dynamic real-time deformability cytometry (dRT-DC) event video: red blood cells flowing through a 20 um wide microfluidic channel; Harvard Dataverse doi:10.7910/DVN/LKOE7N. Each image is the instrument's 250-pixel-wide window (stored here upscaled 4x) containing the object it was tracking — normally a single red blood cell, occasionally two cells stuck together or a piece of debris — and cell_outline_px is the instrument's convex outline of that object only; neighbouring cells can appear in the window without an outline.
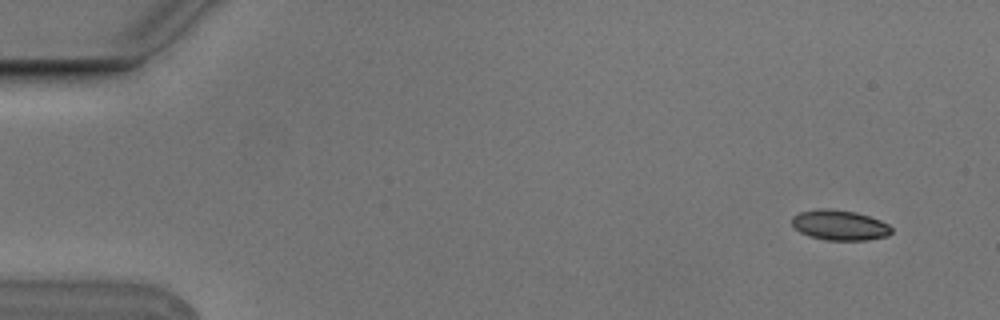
{"species": "Egyptian fruit bat (a non-hibernating species)", "species_latin": "Rousettus aegyptiacus", "temperature_condition": "cold", "stored_images_in_passage": 8, "camera_frame_rate_fps": 3000, "um_per_image_px": 0.085, "animal": {"sex": "male"}, "frame": {"image": 1, "passage_image": 1, "time_ms": 0.0, "image_size_px": [1000, 320], "cell_outline_px": [[892, 232], [888, 236], [868, 240], [828, 240], [808, 236], [800, 232], [792, 224], [792, 216], [800, 212], [820, 208], [832, 208], [856, 212], [880, 220], [888, 224], [892, 228]], "centroid_in_image_um": [71.38, 19.13], "position_along_channel_um": 13.6, "area_um2": 17.63}}
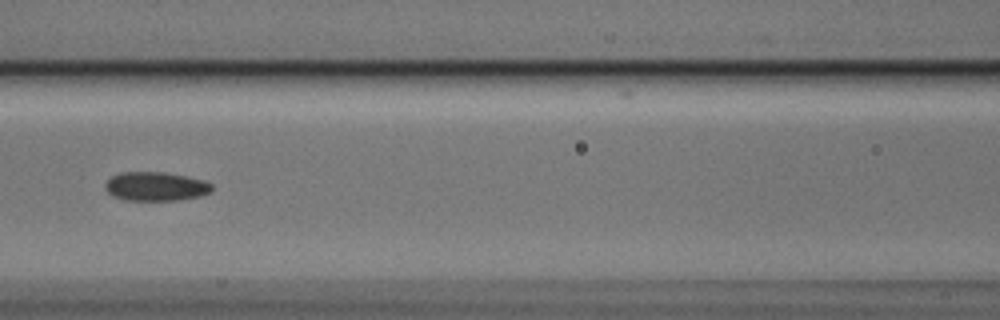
{"frame": {"image": 2, "passage_image": 7, "time_ms": 2.0, "image_size_px": [1000, 320], "cell_outline_px": [[212, 192], [200, 196], [180, 200], [124, 200], [112, 196], [104, 188], [104, 184], [112, 176], [120, 172], [164, 172], [188, 176], [204, 180], [212, 184]], "centroid_in_image_um": [13.24, 15.84], "position_along_channel_um": 153.4, "area_um2": 18.21}}
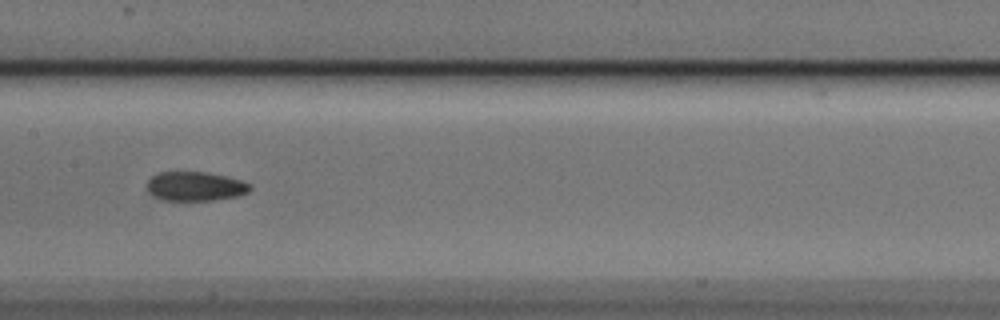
{"frame": {"image": 3, "passage_image": 8, "time_ms": 2.333, "image_size_px": [1000, 320], "cell_outline_px": [[252, 188], [248, 192], [240, 196], [212, 200], [160, 200], [148, 192], [148, 180], [152, 176], [160, 172], [208, 172], [244, 180], [252, 184]], "centroid_in_image_um": [16.65, 15.83], "position_along_channel_um": 190.7, "area_um2": 17.74}}